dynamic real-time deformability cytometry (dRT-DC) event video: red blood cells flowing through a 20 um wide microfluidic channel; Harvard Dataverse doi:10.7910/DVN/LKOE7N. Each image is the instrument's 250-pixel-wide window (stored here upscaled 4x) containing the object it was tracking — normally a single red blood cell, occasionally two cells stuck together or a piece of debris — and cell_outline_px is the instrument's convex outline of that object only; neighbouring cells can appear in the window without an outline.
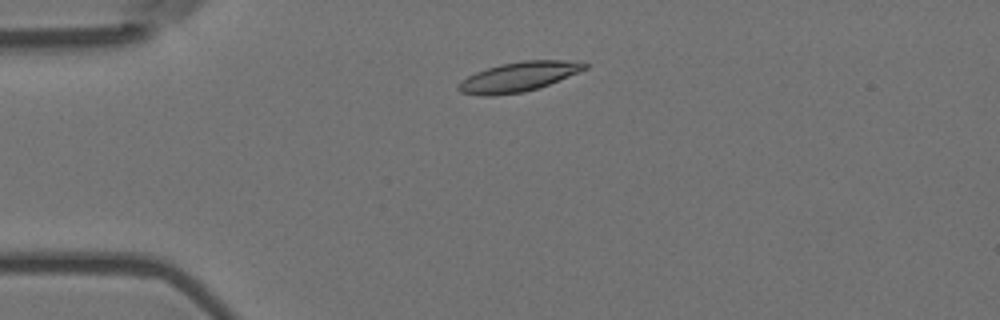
{"species": "Egyptian fruit bat (a non-hibernating species)", "species_latin": "Rousettus aegyptiacus", "temperature_condition": "room temperature", "stored_images_in_passage": 4, "camera_frame_rate_fps": 3000, "um_per_image_px": 0.085, "animal": {"sex": "female"}, "frame": {"image": 1, "passage_image": 3, "time_ms": 0.667, "image_size_px": [1000, 320], "cell_outline_px": [[588, 68], [548, 84], [524, 92], [492, 96], [484, 96], [460, 92], [456, 88], [468, 76], [476, 72], [500, 64], [524, 60], [564, 60], [588, 64]], "centroid_in_image_um": [44.06, 6.53], "position_along_channel_um": 40.9, "area_um2": 21.39}}